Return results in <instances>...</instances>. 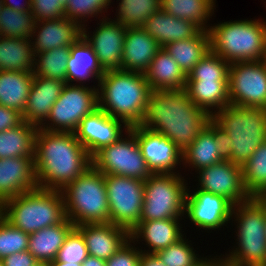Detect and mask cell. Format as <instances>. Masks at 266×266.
<instances>
[{
    "instance_id": "1",
    "label": "cell",
    "mask_w": 266,
    "mask_h": 266,
    "mask_svg": "<svg viewBox=\"0 0 266 266\" xmlns=\"http://www.w3.org/2000/svg\"><path fill=\"white\" fill-rule=\"evenodd\" d=\"M34 165L39 188L61 191L92 167V159L75 133L38 128Z\"/></svg>"
},
{
    "instance_id": "2",
    "label": "cell",
    "mask_w": 266,
    "mask_h": 266,
    "mask_svg": "<svg viewBox=\"0 0 266 266\" xmlns=\"http://www.w3.org/2000/svg\"><path fill=\"white\" fill-rule=\"evenodd\" d=\"M212 121L185 89L152 91L140 126L163 134L183 153Z\"/></svg>"
},
{
    "instance_id": "3",
    "label": "cell",
    "mask_w": 266,
    "mask_h": 266,
    "mask_svg": "<svg viewBox=\"0 0 266 266\" xmlns=\"http://www.w3.org/2000/svg\"><path fill=\"white\" fill-rule=\"evenodd\" d=\"M151 92L145 74L121 69L105 71L98 83V108L128 127L137 126Z\"/></svg>"
},
{
    "instance_id": "4",
    "label": "cell",
    "mask_w": 266,
    "mask_h": 266,
    "mask_svg": "<svg viewBox=\"0 0 266 266\" xmlns=\"http://www.w3.org/2000/svg\"><path fill=\"white\" fill-rule=\"evenodd\" d=\"M227 152L226 160L243 166L266 141V109L228 105L212 116Z\"/></svg>"
},
{
    "instance_id": "5",
    "label": "cell",
    "mask_w": 266,
    "mask_h": 266,
    "mask_svg": "<svg viewBox=\"0 0 266 266\" xmlns=\"http://www.w3.org/2000/svg\"><path fill=\"white\" fill-rule=\"evenodd\" d=\"M210 47L228 63L266 60V20L243 19L210 26Z\"/></svg>"
},
{
    "instance_id": "6",
    "label": "cell",
    "mask_w": 266,
    "mask_h": 266,
    "mask_svg": "<svg viewBox=\"0 0 266 266\" xmlns=\"http://www.w3.org/2000/svg\"><path fill=\"white\" fill-rule=\"evenodd\" d=\"M2 217L15 228L33 234L66 219L64 198L61 191L37 187L4 201Z\"/></svg>"
},
{
    "instance_id": "7",
    "label": "cell",
    "mask_w": 266,
    "mask_h": 266,
    "mask_svg": "<svg viewBox=\"0 0 266 266\" xmlns=\"http://www.w3.org/2000/svg\"><path fill=\"white\" fill-rule=\"evenodd\" d=\"M265 215L266 208L255 197L234 205L230 222L236 224L237 246L224 256L240 266H266Z\"/></svg>"
},
{
    "instance_id": "8",
    "label": "cell",
    "mask_w": 266,
    "mask_h": 266,
    "mask_svg": "<svg viewBox=\"0 0 266 266\" xmlns=\"http://www.w3.org/2000/svg\"><path fill=\"white\" fill-rule=\"evenodd\" d=\"M66 218L75 226L109 223L105 174L90 167L61 190Z\"/></svg>"
},
{
    "instance_id": "9",
    "label": "cell",
    "mask_w": 266,
    "mask_h": 266,
    "mask_svg": "<svg viewBox=\"0 0 266 266\" xmlns=\"http://www.w3.org/2000/svg\"><path fill=\"white\" fill-rule=\"evenodd\" d=\"M229 68L230 63L210 50L187 76L185 91L211 117L230 105Z\"/></svg>"
},
{
    "instance_id": "10",
    "label": "cell",
    "mask_w": 266,
    "mask_h": 266,
    "mask_svg": "<svg viewBox=\"0 0 266 266\" xmlns=\"http://www.w3.org/2000/svg\"><path fill=\"white\" fill-rule=\"evenodd\" d=\"M181 173H153L144 182V201L139 222L184 219L188 185Z\"/></svg>"
},
{
    "instance_id": "11",
    "label": "cell",
    "mask_w": 266,
    "mask_h": 266,
    "mask_svg": "<svg viewBox=\"0 0 266 266\" xmlns=\"http://www.w3.org/2000/svg\"><path fill=\"white\" fill-rule=\"evenodd\" d=\"M116 142L92 156V167L105 175H120L146 181L153 173L147 167L135 134L128 129ZM124 137V138H123Z\"/></svg>"
},
{
    "instance_id": "12",
    "label": "cell",
    "mask_w": 266,
    "mask_h": 266,
    "mask_svg": "<svg viewBox=\"0 0 266 266\" xmlns=\"http://www.w3.org/2000/svg\"><path fill=\"white\" fill-rule=\"evenodd\" d=\"M98 108V84L91 86L66 84L54 103L42 130L75 132L85 116Z\"/></svg>"
},
{
    "instance_id": "13",
    "label": "cell",
    "mask_w": 266,
    "mask_h": 266,
    "mask_svg": "<svg viewBox=\"0 0 266 266\" xmlns=\"http://www.w3.org/2000/svg\"><path fill=\"white\" fill-rule=\"evenodd\" d=\"M143 180L105 175L109 222L129 232L139 223L144 201Z\"/></svg>"
},
{
    "instance_id": "14",
    "label": "cell",
    "mask_w": 266,
    "mask_h": 266,
    "mask_svg": "<svg viewBox=\"0 0 266 266\" xmlns=\"http://www.w3.org/2000/svg\"><path fill=\"white\" fill-rule=\"evenodd\" d=\"M228 97L231 105L266 109V60L230 63Z\"/></svg>"
},
{
    "instance_id": "15",
    "label": "cell",
    "mask_w": 266,
    "mask_h": 266,
    "mask_svg": "<svg viewBox=\"0 0 266 266\" xmlns=\"http://www.w3.org/2000/svg\"><path fill=\"white\" fill-rule=\"evenodd\" d=\"M187 188L185 197V215L199 230H222L231 221L234 204L227 198L209 192ZM191 192V193H190Z\"/></svg>"
},
{
    "instance_id": "16",
    "label": "cell",
    "mask_w": 266,
    "mask_h": 266,
    "mask_svg": "<svg viewBox=\"0 0 266 266\" xmlns=\"http://www.w3.org/2000/svg\"><path fill=\"white\" fill-rule=\"evenodd\" d=\"M98 19L100 22L94 31L88 32L87 27L82 28V37L92 47L104 71L121 69L127 27L108 17Z\"/></svg>"
},
{
    "instance_id": "17",
    "label": "cell",
    "mask_w": 266,
    "mask_h": 266,
    "mask_svg": "<svg viewBox=\"0 0 266 266\" xmlns=\"http://www.w3.org/2000/svg\"><path fill=\"white\" fill-rule=\"evenodd\" d=\"M196 174L197 189L225 197L234 205L250 198L243 185L242 166L238 164L225 159L197 171Z\"/></svg>"
},
{
    "instance_id": "18",
    "label": "cell",
    "mask_w": 266,
    "mask_h": 266,
    "mask_svg": "<svg viewBox=\"0 0 266 266\" xmlns=\"http://www.w3.org/2000/svg\"><path fill=\"white\" fill-rule=\"evenodd\" d=\"M135 134L142 156L152 173H180L182 152L163 134L140 125L129 127ZM177 166V167H176Z\"/></svg>"
},
{
    "instance_id": "19",
    "label": "cell",
    "mask_w": 266,
    "mask_h": 266,
    "mask_svg": "<svg viewBox=\"0 0 266 266\" xmlns=\"http://www.w3.org/2000/svg\"><path fill=\"white\" fill-rule=\"evenodd\" d=\"M128 129L129 127L123 121L97 108L93 113L84 117L74 133L92 156L103 146L116 142L123 136L124 130Z\"/></svg>"
},
{
    "instance_id": "20",
    "label": "cell",
    "mask_w": 266,
    "mask_h": 266,
    "mask_svg": "<svg viewBox=\"0 0 266 266\" xmlns=\"http://www.w3.org/2000/svg\"><path fill=\"white\" fill-rule=\"evenodd\" d=\"M227 152L219 128L211 121L182 153V166L195 172L224 161Z\"/></svg>"
},
{
    "instance_id": "21",
    "label": "cell",
    "mask_w": 266,
    "mask_h": 266,
    "mask_svg": "<svg viewBox=\"0 0 266 266\" xmlns=\"http://www.w3.org/2000/svg\"><path fill=\"white\" fill-rule=\"evenodd\" d=\"M38 187L34 156L0 159V202Z\"/></svg>"
},
{
    "instance_id": "22",
    "label": "cell",
    "mask_w": 266,
    "mask_h": 266,
    "mask_svg": "<svg viewBox=\"0 0 266 266\" xmlns=\"http://www.w3.org/2000/svg\"><path fill=\"white\" fill-rule=\"evenodd\" d=\"M185 219H161L139 222L130 231V240L139 245L144 241L149 249L140 248L144 253H156L159 250L168 248L170 245L177 243L184 237L181 229L183 224L180 223ZM140 241V242H139Z\"/></svg>"
},
{
    "instance_id": "23",
    "label": "cell",
    "mask_w": 266,
    "mask_h": 266,
    "mask_svg": "<svg viewBox=\"0 0 266 266\" xmlns=\"http://www.w3.org/2000/svg\"><path fill=\"white\" fill-rule=\"evenodd\" d=\"M80 37L82 28L66 17L36 21L31 36L34 55L59 47H70Z\"/></svg>"
},
{
    "instance_id": "24",
    "label": "cell",
    "mask_w": 266,
    "mask_h": 266,
    "mask_svg": "<svg viewBox=\"0 0 266 266\" xmlns=\"http://www.w3.org/2000/svg\"><path fill=\"white\" fill-rule=\"evenodd\" d=\"M83 235L88 254L103 260L110 259L130 239V232L112 223L75 226Z\"/></svg>"
},
{
    "instance_id": "25",
    "label": "cell",
    "mask_w": 266,
    "mask_h": 266,
    "mask_svg": "<svg viewBox=\"0 0 266 266\" xmlns=\"http://www.w3.org/2000/svg\"><path fill=\"white\" fill-rule=\"evenodd\" d=\"M160 45L141 27H127L121 70L145 74Z\"/></svg>"
},
{
    "instance_id": "26",
    "label": "cell",
    "mask_w": 266,
    "mask_h": 266,
    "mask_svg": "<svg viewBox=\"0 0 266 266\" xmlns=\"http://www.w3.org/2000/svg\"><path fill=\"white\" fill-rule=\"evenodd\" d=\"M66 82L45 77H33L26 108L22 113L23 121L40 127L50 114Z\"/></svg>"
},
{
    "instance_id": "27",
    "label": "cell",
    "mask_w": 266,
    "mask_h": 266,
    "mask_svg": "<svg viewBox=\"0 0 266 266\" xmlns=\"http://www.w3.org/2000/svg\"><path fill=\"white\" fill-rule=\"evenodd\" d=\"M161 48L168 43L196 36L201 29L193 22L179 19L159 8L141 26Z\"/></svg>"
},
{
    "instance_id": "28",
    "label": "cell",
    "mask_w": 266,
    "mask_h": 266,
    "mask_svg": "<svg viewBox=\"0 0 266 266\" xmlns=\"http://www.w3.org/2000/svg\"><path fill=\"white\" fill-rule=\"evenodd\" d=\"M105 71L101 68L98 58L88 42L80 37L70 46V55L67 61L66 84L88 85L90 79L96 80L103 76ZM87 81V82H86ZM78 82V83H77Z\"/></svg>"
},
{
    "instance_id": "29",
    "label": "cell",
    "mask_w": 266,
    "mask_h": 266,
    "mask_svg": "<svg viewBox=\"0 0 266 266\" xmlns=\"http://www.w3.org/2000/svg\"><path fill=\"white\" fill-rule=\"evenodd\" d=\"M145 76L152 91L182 90L187 80L185 73L164 48L156 53Z\"/></svg>"
},
{
    "instance_id": "30",
    "label": "cell",
    "mask_w": 266,
    "mask_h": 266,
    "mask_svg": "<svg viewBox=\"0 0 266 266\" xmlns=\"http://www.w3.org/2000/svg\"><path fill=\"white\" fill-rule=\"evenodd\" d=\"M75 225L66 218L62 223L29 234L28 251L38 262L48 263L56 259L59 249Z\"/></svg>"
},
{
    "instance_id": "31",
    "label": "cell",
    "mask_w": 266,
    "mask_h": 266,
    "mask_svg": "<svg viewBox=\"0 0 266 266\" xmlns=\"http://www.w3.org/2000/svg\"><path fill=\"white\" fill-rule=\"evenodd\" d=\"M163 48L188 76L195 65L211 50L209 30H201L194 37L168 43Z\"/></svg>"
},
{
    "instance_id": "32",
    "label": "cell",
    "mask_w": 266,
    "mask_h": 266,
    "mask_svg": "<svg viewBox=\"0 0 266 266\" xmlns=\"http://www.w3.org/2000/svg\"><path fill=\"white\" fill-rule=\"evenodd\" d=\"M33 72L0 71V105L23 113L26 108Z\"/></svg>"
},
{
    "instance_id": "33",
    "label": "cell",
    "mask_w": 266,
    "mask_h": 266,
    "mask_svg": "<svg viewBox=\"0 0 266 266\" xmlns=\"http://www.w3.org/2000/svg\"><path fill=\"white\" fill-rule=\"evenodd\" d=\"M34 59L31 39L0 36V71L33 72Z\"/></svg>"
},
{
    "instance_id": "34",
    "label": "cell",
    "mask_w": 266,
    "mask_h": 266,
    "mask_svg": "<svg viewBox=\"0 0 266 266\" xmlns=\"http://www.w3.org/2000/svg\"><path fill=\"white\" fill-rule=\"evenodd\" d=\"M38 127L23 121L15 128L0 132V159L34 156Z\"/></svg>"
},
{
    "instance_id": "35",
    "label": "cell",
    "mask_w": 266,
    "mask_h": 266,
    "mask_svg": "<svg viewBox=\"0 0 266 266\" xmlns=\"http://www.w3.org/2000/svg\"><path fill=\"white\" fill-rule=\"evenodd\" d=\"M216 0H165L161 8L168 14L195 23L201 30H209L207 22L216 10Z\"/></svg>"
},
{
    "instance_id": "36",
    "label": "cell",
    "mask_w": 266,
    "mask_h": 266,
    "mask_svg": "<svg viewBox=\"0 0 266 266\" xmlns=\"http://www.w3.org/2000/svg\"><path fill=\"white\" fill-rule=\"evenodd\" d=\"M70 47H59L35 54L33 74L66 82L67 61Z\"/></svg>"
},
{
    "instance_id": "37",
    "label": "cell",
    "mask_w": 266,
    "mask_h": 266,
    "mask_svg": "<svg viewBox=\"0 0 266 266\" xmlns=\"http://www.w3.org/2000/svg\"><path fill=\"white\" fill-rule=\"evenodd\" d=\"M35 22L31 12H20L3 6L0 10V36L31 39Z\"/></svg>"
},
{
    "instance_id": "38",
    "label": "cell",
    "mask_w": 266,
    "mask_h": 266,
    "mask_svg": "<svg viewBox=\"0 0 266 266\" xmlns=\"http://www.w3.org/2000/svg\"><path fill=\"white\" fill-rule=\"evenodd\" d=\"M117 14L114 19L126 27H141L147 18L155 13L161 4L159 0H117Z\"/></svg>"
},
{
    "instance_id": "39",
    "label": "cell",
    "mask_w": 266,
    "mask_h": 266,
    "mask_svg": "<svg viewBox=\"0 0 266 266\" xmlns=\"http://www.w3.org/2000/svg\"><path fill=\"white\" fill-rule=\"evenodd\" d=\"M242 180L250 197H254L266 186V141L242 166Z\"/></svg>"
},
{
    "instance_id": "40",
    "label": "cell",
    "mask_w": 266,
    "mask_h": 266,
    "mask_svg": "<svg viewBox=\"0 0 266 266\" xmlns=\"http://www.w3.org/2000/svg\"><path fill=\"white\" fill-rule=\"evenodd\" d=\"M188 240L189 238L187 239L185 235L177 243L159 250L155 254L166 266H201L205 258L204 254L201 257L190 243L191 240Z\"/></svg>"
},
{
    "instance_id": "41",
    "label": "cell",
    "mask_w": 266,
    "mask_h": 266,
    "mask_svg": "<svg viewBox=\"0 0 266 266\" xmlns=\"http://www.w3.org/2000/svg\"><path fill=\"white\" fill-rule=\"evenodd\" d=\"M111 3L112 0H68L64 15L67 19H70L83 28L87 26L85 22H87V18L89 17L107 18V15L104 13L110 8Z\"/></svg>"
},
{
    "instance_id": "42",
    "label": "cell",
    "mask_w": 266,
    "mask_h": 266,
    "mask_svg": "<svg viewBox=\"0 0 266 266\" xmlns=\"http://www.w3.org/2000/svg\"><path fill=\"white\" fill-rule=\"evenodd\" d=\"M29 234L0 218V259L28 250Z\"/></svg>"
},
{
    "instance_id": "43",
    "label": "cell",
    "mask_w": 266,
    "mask_h": 266,
    "mask_svg": "<svg viewBox=\"0 0 266 266\" xmlns=\"http://www.w3.org/2000/svg\"><path fill=\"white\" fill-rule=\"evenodd\" d=\"M88 256L85 239L82 233L74 227L59 249L56 260L65 263L82 264Z\"/></svg>"
},
{
    "instance_id": "44",
    "label": "cell",
    "mask_w": 266,
    "mask_h": 266,
    "mask_svg": "<svg viewBox=\"0 0 266 266\" xmlns=\"http://www.w3.org/2000/svg\"><path fill=\"white\" fill-rule=\"evenodd\" d=\"M31 13L36 21L57 20L65 17V6L59 0H31Z\"/></svg>"
},
{
    "instance_id": "45",
    "label": "cell",
    "mask_w": 266,
    "mask_h": 266,
    "mask_svg": "<svg viewBox=\"0 0 266 266\" xmlns=\"http://www.w3.org/2000/svg\"><path fill=\"white\" fill-rule=\"evenodd\" d=\"M135 246V242L129 239L110 259L105 260L106 266H140L142 251Z\"/></svg>"
},
{
    "instance_id": "46",
    "label": "cell",
    "mask_w": 266,
    "mask_h": 266,
    "mask_svg": "<svg viewBox=\"0 0 266 266\" xmlns=\"http://www.w3.org/2000/svg\"><path fill=\"white\" fill-rule=\"evenodd\" d=\"M23 122L22 114L5 106L0 105V132L15 128Z\"/></svg>"
},
{
    "instance_id": "47",
    "label": "cell",
    "mask_w": 266,
    "mask_h": 266,
    "mask_svg": "<svg viewBox=\"0 0 266 266\" xmlns=\"http://www.w3.org/2000/svg\"><path fill=\"white\" fill-rule=\"evenodd\" d=\"M2 262L4 266H34L38 263L28 250L10 254L4 257Z\"/></svg>"
},
{
    "instance_id": "48",
    "label": "cell",
    "mask_w": 266,
    "mask_h": 266,
    "mask_svg": "<svg viewBox=\"0 0 266 266\" xmlns=\"http://www.w3.org/2000/svg\"><path fill=\"white\" fill-rule=\"evenodd\" d=\"M208 257L206 256L203 259L201 266H240L236 262L229 260L224 254L219 256L216 254V256L212 257L210 255Z\"/></svg>"
},
{
    "instance_id": "49",
    "label": "cell",
    "mask_w": 266,
    "mask_h": 266,
    "mask_svg": "<svg viewBox=\"0 0 266 266\" xmlns=\"http://www.w3.org/2000/svg\"><path fill=\"white\" fill-rule=\"evenodd\" d=\"M140 266H166L155 253H144L140 259Z\"/></svg>"
},
{
    "instance_id": "50",
    "label": "cell",
    "mask_w": 266,
    "mask_h": 266,
    "mask_svg": "<svg viewBox=\"0 0 266 266\" xmlns=\"http://www.w3.org/2000/svg\"><path fill=\"white\" fill-rule=\"evenodd\" d=\"M3 4L4 6L20 12H31L32 7L31 0H25L24 4L22 3L23 5L21 3L19 4V2L16 3L15 0L13 2L12 0H3Z\"/></svg>"
},
{
    "instance_id": "51",
    "label": "cell",
    "mask_w": 266,
    "mask_h": 266,
    "mask_svg": "<svg viewBox=\"0 0 266 266\" xmlns=\"http://www.w3.org/2000/svg\"><path fill=\"white\" fill-rule=\"evenodd\" d=\"M82 266H106L105 260L96 258L93 256H88L86 260L82 263Z\"/></svg>"
},
{
    "instance_id": "52",
    "label": "cell",
    "mask_w": 266,
    "mask_h": 266,
    "mask_svg": "<svg viewBox=\"0 0 266 266\" xmlns=\"http://www.w3.org/2000/svg\"><path fill=\"white\" fill-rule=\"evenodd\" d=\"M266 208V186L254 196Z\"/></svg>"
},
{
    "instance_id": "53",
    "label": "cell",
    "mask_w": 266,
    "mask_h": 266,
    "mask_svg": "<svg viewBox=\"0 0 266 266\" xmlns=\"http://www.w3.org/2000/svg\"><path fill=\"white\" fill-rule=\"evenodd\" d=\"M47 266H82V264H78V263H65V262H60L55 260H52L50 262L47 263Z\"/></svg>"
},
{
    "instance_id": "54",
    "label": "cell",
    "mask_w": 266,
    "mask_h": 266,
    "mask_svg": "<svg viewBox=\"0 0 266 266\" xmlns=\"http://www.w3.org/2000/svg\"><path fill=\"white\" fill-rule=\"evenodd\" d=\"M34 266H47V263H43V262H38L36 265Z\"/></svg>"
},
{
    "instance_id": "55",
    "label": "cell",
    "mask_w": 266,
    "mask_h": 266,
    "mask_svg": "<svg viewBox=\"0 0 266 266\" xmlns=\"http://www.w3.org/2000/svg\"><path fill=\"white\" fill-rule=\"evenodd\" d=\"M64 6H66L67 5V3H68V0H59Z\"/></svg>"
},
{
    "instance_id": "56",
    "label": "cell",
    "mask_w": 266,
    "mask_h": 266,
    "mask_svg": "<svg viewBox=\"0 0 266 266\" xmlns=\"http://www.w3.org/2000/svg\"><path fill=\"white\" fill-rule=\"evenodd\" d=\"M2 217V203L0 202V218Z\"/></svg>"
},
{
    "instance_id": "57",
    "label": "cell",
    "mask_w": 266,
    "mask_h": 266,
    "mask_svg": "<svg viewBox=\"0 0 266 266\" xmlns=\"http://www.w3.org/2000/svg\"><path fill=\"white\" fill-rule=\"evenodd\" d=\"M3 6H4L3 0H0V10L2 9Z\"/></svg>"
},
{
    "instance_id": "58",
    "label": "cell",
    "mask_w": 266,
    "mask_h": 266,
    "mask_svg": "<svg viewBox=\"0 0 266 266\" xmlns=\"http://www.w3.org/2000/svg\"><path fill=\"white\" fill-rule=\"evenodd\" d=\"M0 266H4L3 262H2V259H0Z\"/></svg>"
},
{
    "instance_id": "59",
    "label": "cell",
    "mask_w": 266,
    "mask_h": 266,
    "mask_svg": "<svg viewBox=\"0 0 266 266\" xmlns=\"http://www.w3.org/2000/svg\"><path fill=\"white\" fill-rule=\"evenodd\" d=\"M165 0H159L160 4H162Z\"/></svg>"
}]
</instances>
